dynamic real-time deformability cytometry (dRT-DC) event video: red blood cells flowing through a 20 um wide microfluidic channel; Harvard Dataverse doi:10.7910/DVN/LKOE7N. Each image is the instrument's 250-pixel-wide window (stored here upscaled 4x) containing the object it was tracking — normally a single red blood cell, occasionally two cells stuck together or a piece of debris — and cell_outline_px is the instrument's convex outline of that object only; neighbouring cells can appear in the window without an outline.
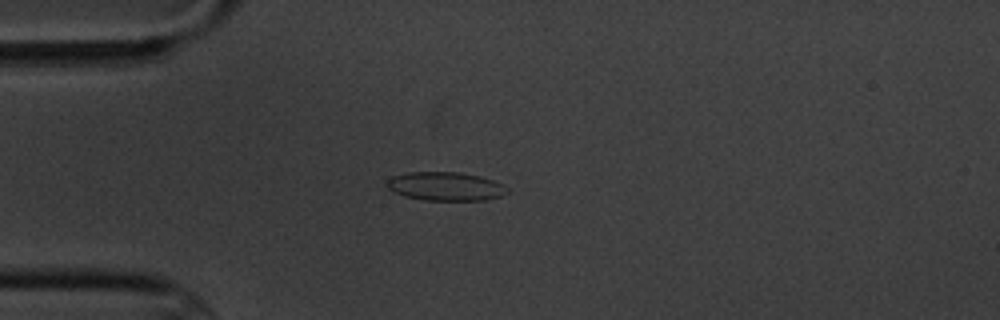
{"species": "common noctule bat (a hibernating species)", "species_latin": "Nyctalus noctula", "temperature_condition": "cold", "stored_images_in_passage": 2, "camera_frame_rate_fps": 3000, "um_per_image_px": 0.085, "animal": {"sex": "male", "body_mass_g": 20.1, "forearm_length_mm": 53.5}, "frame": {"image": 1, "passage_image": 2, "time_ms": 1.0, "image_size_px": [1000, 320], "cell_outline_px": [[508, 192], [500, 196], [484, 200], [424, 200], [404, 196], [388, 188], [384, 184], [392, 176], [408, 172], [460, 172], [480, 176], [492, 180], [508, 188]], "centroid_in_image_um": [37.84, 15.83], "position_along_channel_um": 47.2, "area_um2": 20.0}}